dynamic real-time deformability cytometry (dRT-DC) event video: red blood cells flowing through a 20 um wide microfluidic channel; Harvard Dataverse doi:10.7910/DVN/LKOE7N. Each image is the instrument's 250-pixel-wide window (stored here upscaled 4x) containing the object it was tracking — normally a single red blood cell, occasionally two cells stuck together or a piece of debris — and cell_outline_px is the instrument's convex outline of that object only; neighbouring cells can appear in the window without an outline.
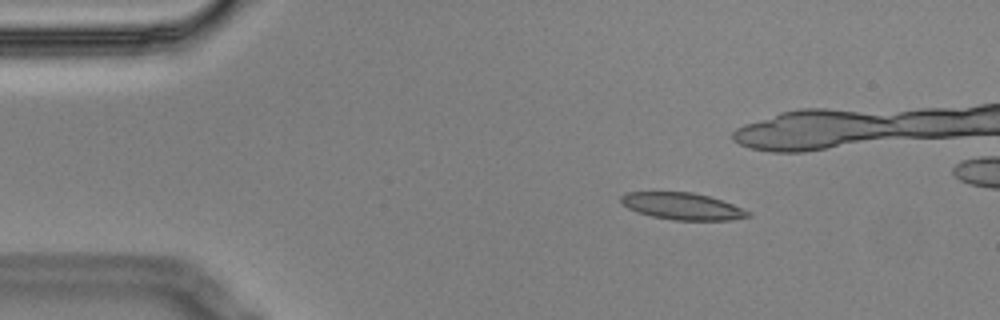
{"species": "Egyptian fruit bat (a non-hibernating species)", "species_latin": "Rousettus aegyptiacus", "temperature_condition": "cold", "stored_images_in_passage": 4, "camera_frame_rate_fps": 3000, "um_per_image_px": 0.085, "animal": {"sex": "male"}, "frame": {"image": 1, "passage_image": 1, "time_ms": 0.0, "image_size_px": [1000, 320], "cell_outline_px": [[752, 216], [732, 220], [672, 220], [652, 216], [636, 212], [628, 208], [620, 200], [620, 196], [628, 192], [692, 192], [708, 196], [732, 204], [748, 212]], "centroid_in_image_um": [57.97, 17.53], "position_along_channel_um": 27.0, "area_um2": 19.71}}